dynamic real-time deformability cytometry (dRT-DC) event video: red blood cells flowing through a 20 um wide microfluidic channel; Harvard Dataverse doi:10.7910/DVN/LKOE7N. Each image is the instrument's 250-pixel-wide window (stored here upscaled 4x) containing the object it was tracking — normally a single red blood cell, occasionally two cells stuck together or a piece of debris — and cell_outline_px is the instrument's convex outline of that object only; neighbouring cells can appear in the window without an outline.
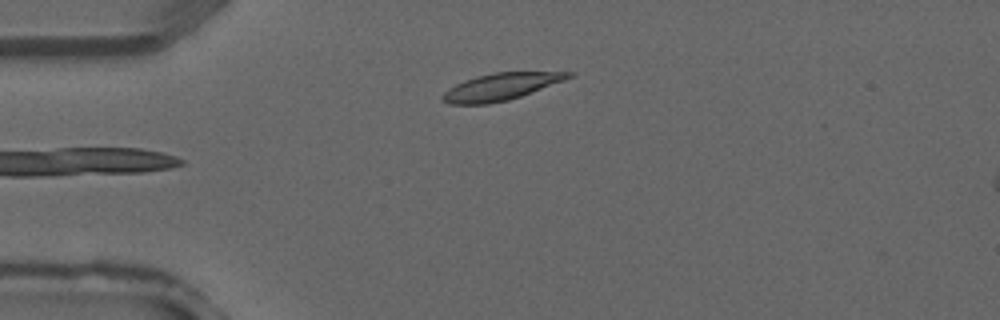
{"species": "common noctule bat (a hibernating species)", "species_latin": "Nyctalus noctula", "temperature_condition": "warm", "stored_images_in_passage": 4, "camera_frame_rate_fps": 3000, "um_per_image_px": 0.085, "animal": {"sex": "male", "forearm_length_mm": 52.5}, "frame": {"image": 1, "passage_image": 3, "time_ms": 0.667, "image_size_px": [1000, 320], "cell_outline_px": [[576, 72], [572, 76], [564, 80], [520, 96], [508, 100], [488, 104], [448, 104], [440, 100], [440, 96], [448, 88], [464, 80], [476, 76], [496, 72]], "centroid_in_image_um": [42.5, 7.38], "position_along_channel_um": 42.5, "area_um2": 19.71}}